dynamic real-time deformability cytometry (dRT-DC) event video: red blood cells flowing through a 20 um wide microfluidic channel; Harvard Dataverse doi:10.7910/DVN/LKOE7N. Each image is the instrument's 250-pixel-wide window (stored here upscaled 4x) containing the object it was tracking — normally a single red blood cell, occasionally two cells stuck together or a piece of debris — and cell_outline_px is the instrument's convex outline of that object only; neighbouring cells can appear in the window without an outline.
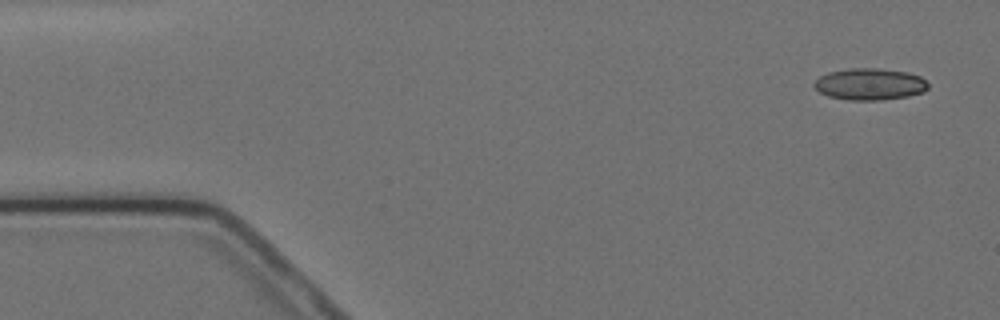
{"species": "Egyptian fruit bat (a non-hibernating species)", "species_latin": "Rousettus aegyptiacus", "temperature_condition": "cold", "stored_images_in_passage": 5, "camera_frame_rate_fps": 3000, "um_per_image_px": 0.085, "animal": {"sex": "female"}, "frame": {"image": 1, "passage_image": 1, "time_ms": 0.0, "image_size_px": [1000, 320], "cell_outline_px": [[928, 88], [924, 92], [908, 96], [880, 100], [848, 100], [828, 96], [820, 92], [812, 84], [820, 76], [828, 72], [848, 68], [876, 68], [908, 72], [920, 76], [928, 84]], "centroid_in_image_um": [73.93, 7.15], "position_along_channel_um": 11.1, "area_um2": 21.1}}
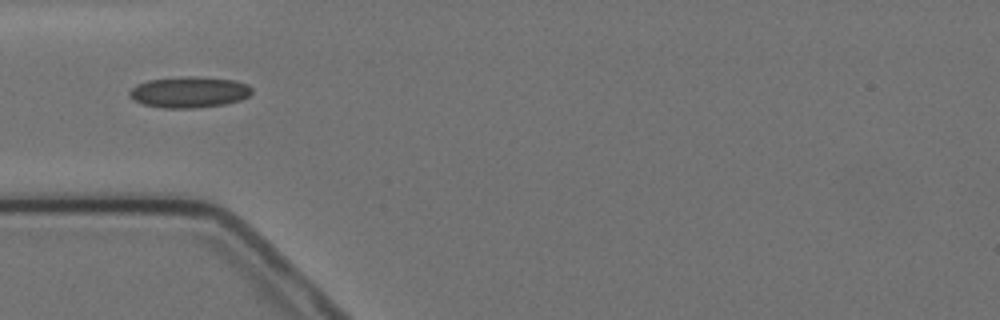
{"frame": {"image": 2, "passage_image": 5, "time_ms": 4.667, "image_size_px": [1000, 320], "cell_outline_px": [[252, 92], [248, 96], [240, 100], [224, 104], [196, 108], [164, 108], [144, 104], [132, 100], [128, 92], [136, 84], [148, 80], [184, 76], [192, 76], [236, 80], [248, 84], [252, 88]], "centroid_in_image_um": [16.08, 7.82], "position_along_channel_um": 68.9, "area_um2": 22.25}}